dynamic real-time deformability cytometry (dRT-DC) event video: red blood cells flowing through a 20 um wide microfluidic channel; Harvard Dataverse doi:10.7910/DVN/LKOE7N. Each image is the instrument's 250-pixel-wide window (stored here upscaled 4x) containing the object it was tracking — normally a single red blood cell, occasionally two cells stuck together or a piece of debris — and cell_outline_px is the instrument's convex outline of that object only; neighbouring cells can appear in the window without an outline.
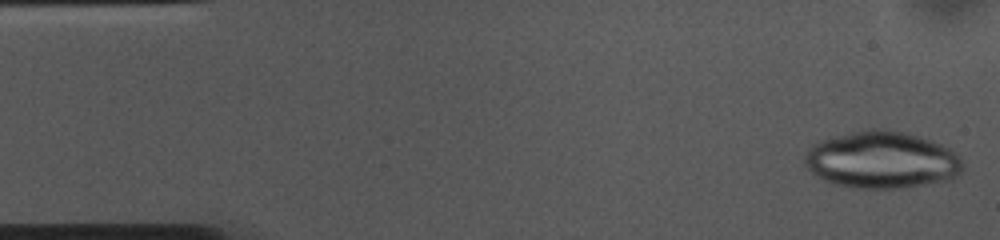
{"species": "common noctule bat (a hibernating species)", "species_latin": "Nyctalus noctula", "temperature_condition": "cold", "stored_images_in_passage": 52, "camera_frame_rate_fps": 3000, "um_per_image_px": 0.085, "animal": {"sex": "female", "body_mass_g": 10.0, "forearm_length_mm": 53.1}, "frame": {"image": 1, "passage_image": 1, "time_ms": 0.0, "image_size_px": [1000, 240], "cell_outline_px": [[964, 168], [952, 180], [932, 184], [900, 188], [856, 188], [832, 184], [816, 176], [804, 164], [804, 156], [808, 148], [812, 144], [820, 140], [832, 136], [872, 128], [880, 128], [908, 132], [932, 140], [948, 148], [964, 164]], "centroid_in_image_um": [74.94, 13.6], "position_along_channel_um": 10.1, "area_um2": 53.06}}